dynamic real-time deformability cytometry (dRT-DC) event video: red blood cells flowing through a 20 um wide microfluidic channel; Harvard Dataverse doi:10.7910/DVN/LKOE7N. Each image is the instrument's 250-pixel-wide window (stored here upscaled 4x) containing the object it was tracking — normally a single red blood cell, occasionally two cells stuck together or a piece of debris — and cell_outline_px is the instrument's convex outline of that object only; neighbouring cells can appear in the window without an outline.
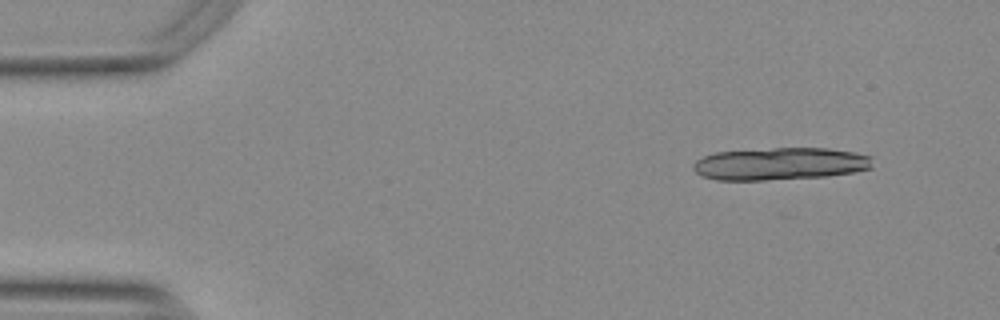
{"species": "Egyptian fruit bat (a non-hibernating species)", "species_latin": "Rousettus aegyptiacus", "temperature_condition": "warm", "stored_images_in_passage": 16, "camera_frame_rate_fps": 3000, "um_per_image_px": 0.085, "animal": {"sex": "female"}, "frame": {"image": 1, "passage_image": 5, "time_ms": 1.333, "image_size_px": [1000, 320], "cell_outline_px": [[872, 168], [852, 172], [824, 176], [764, 180], [716, 180], [700, 176], [692, 168], [692, 164], [696, 160], [704, 156], [716, 152], [772, 148], [828, 148], [852, 152], [872, 156]], "centroid_in_image_um": [66.27, 13.92], "position_along_channel_um": 18.7, "area_um2": 33.87}}